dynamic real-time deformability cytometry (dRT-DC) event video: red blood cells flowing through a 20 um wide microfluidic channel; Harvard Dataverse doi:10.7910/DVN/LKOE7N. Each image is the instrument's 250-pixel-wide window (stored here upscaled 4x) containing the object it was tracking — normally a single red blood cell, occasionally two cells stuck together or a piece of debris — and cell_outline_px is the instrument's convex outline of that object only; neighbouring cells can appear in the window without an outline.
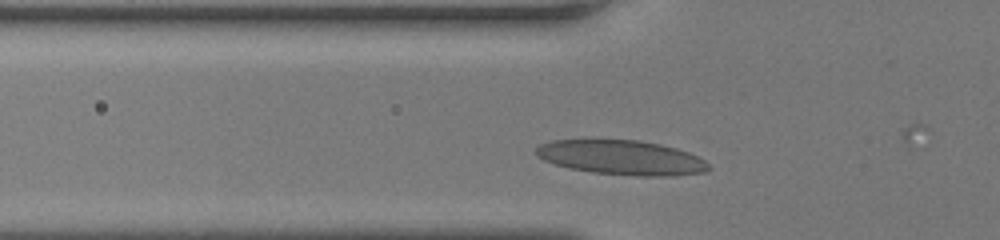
{"species": "human", "species_latin": "Homo sapiens", "temperature_condition": "room temperature", "stored_images_in_passage": 29, "camera_frame_rate_fps": 3000, "um_per_image_px": 0.085, "donor": {"sex": "female"}, "frame": {"image": 1, "passage_image": 5, "time_ms": 1.333, "image_size_px": [1000, 240], "cell_outline_px": [[712, 168], [704, 172], [664, 176], [636, 176], [592, 172], [568, 168], [544, 160], [536, 156], [536, 148], [540, 144], [552, 140], [592, 136], [640, 140], [660, 144], [676, 148], [688, 152], [704, 160]], "centroid_in_image_um": [52.74, 13.33], "position_along_channel_um": 73.1, "area_um2": 35.89}}
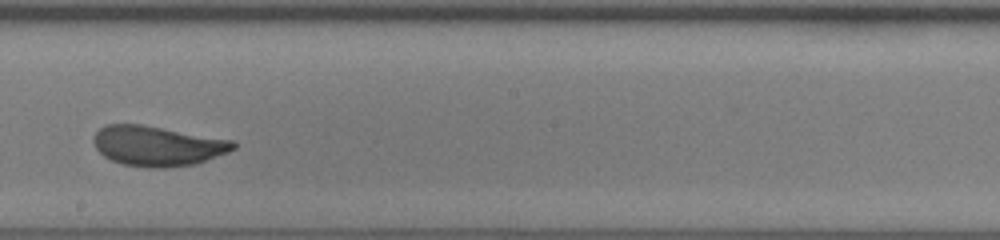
{"frame": {"image": 2, "passage_image": 17, "time_ms": 5.333, "image_size_px": [1000, 240], "cell_outline_px": [[236, 148], [228, 152], [196, 164], [164, 168], [152, 168], [124, 164], [112, 160], [104, 156], [96, 148], [92, 140], [96, 132], [100, 128], [108, 124], [140, 124], [236, 140]], "centroid_in_image_um": [13.42, 12.4], "position_along_channel_um": 234.8, "area_um2": 32.66}}
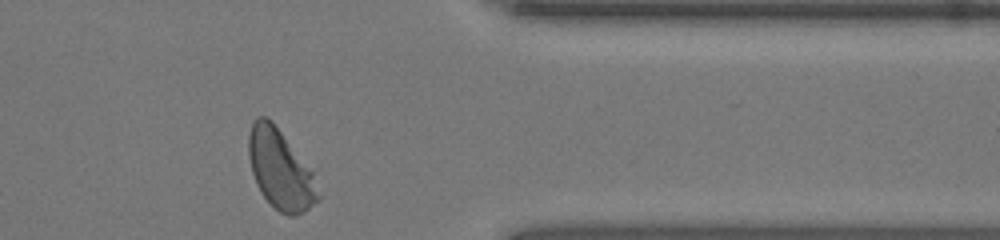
{"frame": {"image": 3, "passage_image": 29, "time_ms": 9.333, "image_size_px": [1000, 240], "cell_outline_px": [[320, 200], [304, 212], [292, 216], [288, 216], [280, 212], [260, 192], [256, 184], [252, 172], [248, 156], [248, 132], [252, 120], [256, 116], [264, 116], [272, 120], [312, 172], [320, 196]], "centroid_in_image_um": [23.79, 14.39], "position_along_channel_um": 387.6, "area_um2": 32.08}, "authors_computed_cell_mechanics": {"area_um2": 32.5414, "velocity_mm_per_s": 4.0922, "shape_relaxation_time_tau1_ms": 3.1519, "shape_relaxation_time_tau2_ms": null, "deformation_change_tau1": 0.1422, "deformation_change_tau2": null}}